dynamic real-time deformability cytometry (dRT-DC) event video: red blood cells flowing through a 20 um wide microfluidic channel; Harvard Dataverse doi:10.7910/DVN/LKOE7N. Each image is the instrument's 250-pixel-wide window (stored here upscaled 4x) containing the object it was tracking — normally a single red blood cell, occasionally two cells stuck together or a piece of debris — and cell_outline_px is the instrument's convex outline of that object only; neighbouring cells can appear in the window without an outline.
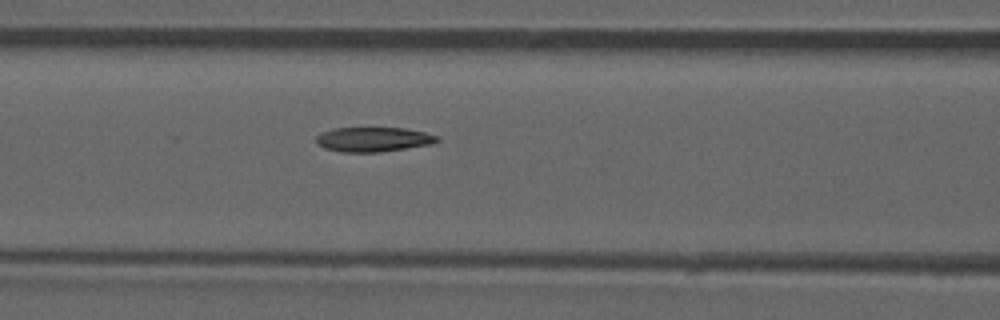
{"species": "common noctule bat (a hibernating species)", "species_latin": "Nyctalus noctula", "temperature_condition": "room temperature", "stored_images_in_passage": 37, "camera_frame_rate_fps": 3000, "um_per_image_px": 0.085, "animal": {"sex": "male", "forearm_length_mm": 52.5}, "frame": {"image": 1, "passage_image": 6, "time_ms": 1.667, "image_size_px": [1000, 320], "cell_outline_px": [[440, 140], [432, 144], [380, 152], [340, 152], [324, 148], [316, 140], [316, 136], [332, 128], [404, 128], [424, 132], [440, 136]], "centroid_in_image_um": [31.77, 11.85], "position_along_channel_um": 134.8, "area_um2": 17.28}, "authors_computed_cell_mechanics": {"area_um2": 17.3978, "velocity_mm_per_s": 3.8856, "shape_relaxation_time_tau1_ms": null, "shape_relaxation_time_tau2_ms": 4.5783, "deformation_change_tau1": null, "deformation_change_tau2": 0.1141}}